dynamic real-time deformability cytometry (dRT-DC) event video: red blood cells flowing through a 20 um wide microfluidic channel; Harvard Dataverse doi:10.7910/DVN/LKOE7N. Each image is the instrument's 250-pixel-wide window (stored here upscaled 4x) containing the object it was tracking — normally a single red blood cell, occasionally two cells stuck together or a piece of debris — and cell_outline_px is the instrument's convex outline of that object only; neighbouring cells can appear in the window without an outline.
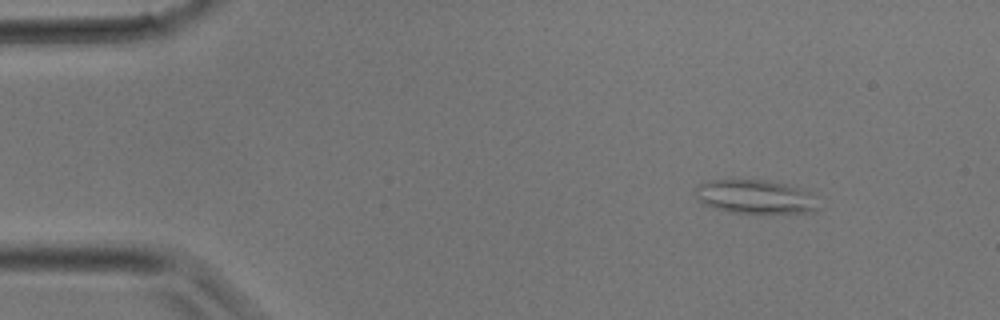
{"species": "common noctule bat (a hibernating species)", "species_latin": "Nyctalus noctula", "temperature_condition": "room temperature", "stored_images_in_passage": 3, "camera_frame_rate_fps": 3000, "um_per_image_px": 0.085, "animal": {"sex": "male", "body_mass_g": 17.9}, "frame": {"image": 1, "passage_image": 1, "time_ms": 0.0, "image_size_px": [1000, 320], "cell_outline_px": [[820, 208], [816, 212], [760, 216], [728, 212], [704, 204], [696, 196], [696, 184], [708, 180], [768, 180], [800, 188], [816, 196]], "centroid_in_image_um": [64.28, 16.78], "position_along_channel_um": 20.7, "area_um2": 25.37}}